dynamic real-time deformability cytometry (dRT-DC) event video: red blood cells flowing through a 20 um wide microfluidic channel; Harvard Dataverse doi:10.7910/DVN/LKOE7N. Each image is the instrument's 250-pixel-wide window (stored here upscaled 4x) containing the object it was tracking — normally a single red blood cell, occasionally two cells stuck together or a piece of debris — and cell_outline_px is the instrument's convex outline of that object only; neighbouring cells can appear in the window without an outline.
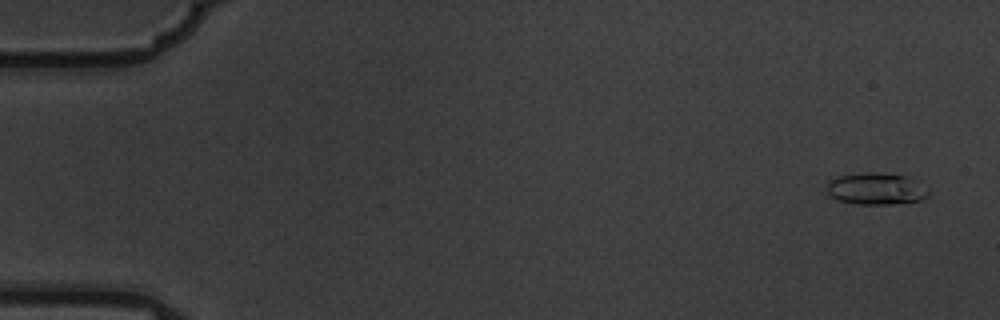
{"species": "common noctule bat (a hibernating species)", "species_latin": "Nyctalus noctula", "temperature_condition": "warm", "stored_images_in_passage": 7, "camera_frame_rate_fps": 3000, "um_per_image_px": 0.085, "animal": {"sex": "male", "body_mass_g": 19.5, "forearm_length_mm": 54.6}, "frame": {"image": 1, "passage_image": 1, "time_ms": 0.0, "image_size_px": [1000, 320], "cell_outline_px": [[928, 196], [920, 200], [892, 204], [856, 204], [840, 200], [832, 196], [828, 192], [828, 184], [832, 180], [840, 176], [868, 172], [876, 172], [904, 176], [928, 192]], "centroid_in_image_um": [74.42, 16.06], "position_along_channel_um": 10.6, "area_um2": 17.98}}
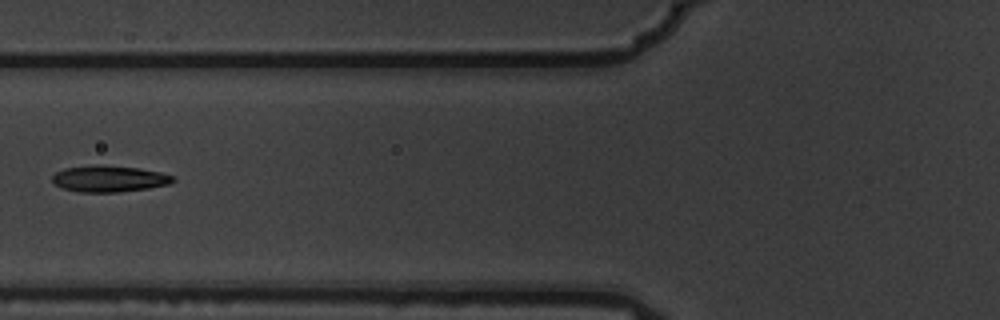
{"frame": {"image": 2, "passage_image": 6, "time_ms": 1.667, "image_size_px": [1000, 320], "cell_outline_px": [[176, 180], [168, 184], [148, 188], [120, 192], [80, 192], [64, 188], [56, 184], [52, 180], [52, 176], [56, 172], [64, 168], [96, 164], [100, 164], [140, 168], [160, 172], [172, 176]], "centroid_in_image_um": [9.27, 15.18], "position_along_channel_um": 116.5, "area_um2": 18.55}}
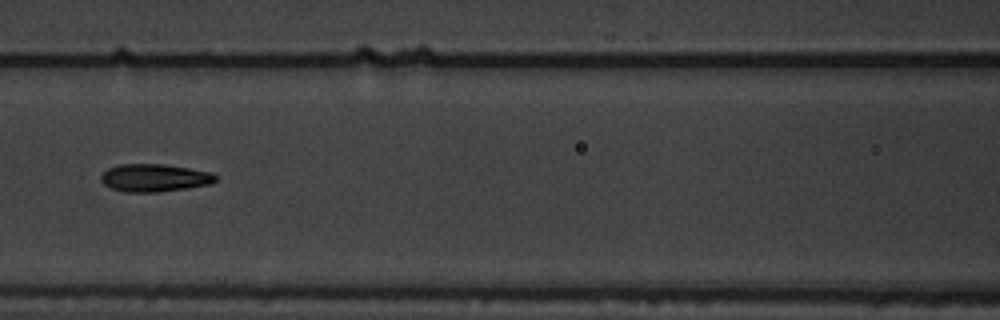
{"frame": {"image": 3, "passage_image": 7, "time_ms": 2.0, "image_size_px": [1000, 320], "cell_outline_px": [[216, 180], [212, 184], [188, 188], [160, 192], [124, 192], [112, 188], [104, 184], [100, 180], [100, 176], [108, 168], [120, 164], [164, 164], [212, 172], [216, 176]], "centroid_in_image_um": [13.14, 15.12], "position_along_channel_um": 153.5, "area_um2": 18.61}}